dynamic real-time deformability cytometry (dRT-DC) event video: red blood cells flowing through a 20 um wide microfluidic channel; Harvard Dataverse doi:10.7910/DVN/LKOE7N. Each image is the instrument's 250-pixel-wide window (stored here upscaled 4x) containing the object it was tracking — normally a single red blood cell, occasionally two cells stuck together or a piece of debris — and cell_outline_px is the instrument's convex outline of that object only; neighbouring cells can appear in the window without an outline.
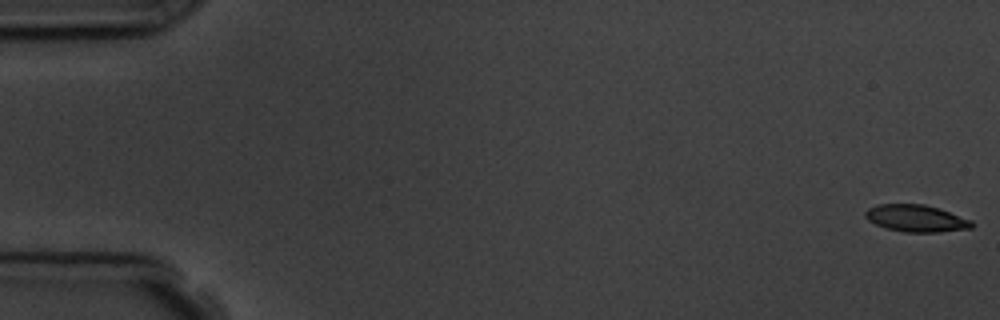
{"species": "common noctule bat (a hibernating species)", "species_latin": "Nyctalus noctula", "temperature_condition": "room temperature", "stored_images_in_passage": 6, "camera_frame_rate_fps": 3000, "um_per_image_px": 0.085, "animal": {"sex": "male", "body_mass_g": 19.5, "forearm_length_mm": 54.6}, "frame": {"image": 1, "passage_image": 1, "time_ms": 0.0, "image_size_px": [1000, 320], "cell_outline_px": [[972, 228], [940, 232], [904, 232], [888, 228], [876, 224], [868, 220], [864, 216], [864, 212], [868, 208], [876, 204], [924, 204], [940, 208], [972, 220]], "centroid_in_image_um": [77.87, 18.55], "position_along_channel_um": 7.1, "area_um2": 16.82}}
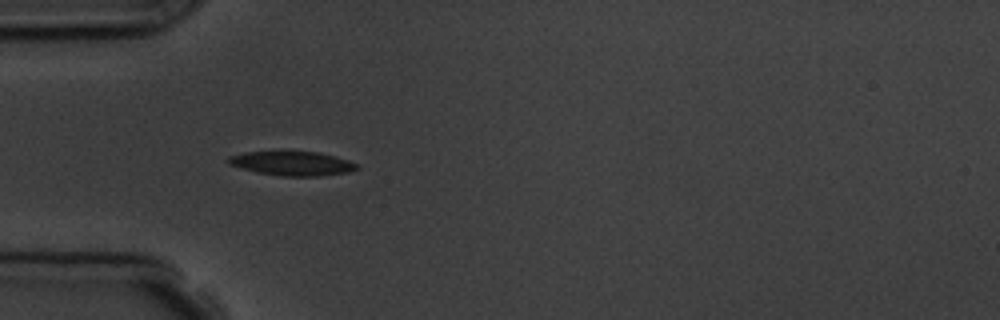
{"frame": {"image": 2, "passage_image": 5, "time_ms": 5.333, "image_size_px": [1000, 320], "cell_outline_px": [[360, 168], [348, 172], [320, 176], [284, 176], [256, 172], [228, 164], [224, 160], [228, 156], [244, 152], [320, 152], [336, 156], [348, 160], [356, 164]], "centroid_in_image_um": [24.81, 13.89], "position_along_channel_um": 60.2, "area_um2": 18.09}}